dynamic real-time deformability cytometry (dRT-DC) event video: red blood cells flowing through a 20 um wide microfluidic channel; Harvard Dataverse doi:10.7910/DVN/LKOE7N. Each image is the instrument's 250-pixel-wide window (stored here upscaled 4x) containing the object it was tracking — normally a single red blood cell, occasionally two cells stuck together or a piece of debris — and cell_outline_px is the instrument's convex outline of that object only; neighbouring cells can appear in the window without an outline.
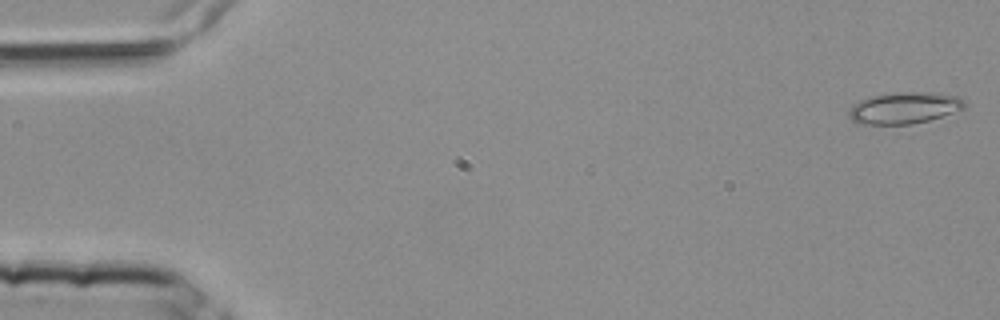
{"species": "common noctule bat (a hibernating species)", "species_latin": "Nyctalus noctula", "temperature_condition": "room temperature", "stored_images_in_passage": 4, "camera_frame_rate_fps": 3000, "um_per_image_px": 0.085, "animal": {"sex": "female", "body_mass_g": 25.1}, "frame": {"image": 1, "passage_image": 1, "time_ms": 0.0, "image_size_px": [1000, 320], "cell_outline_px": [[964, 108], [928, 120], [912, 124], [856, 124], [852, 120], [848, 112], [852, 104], [860, 100], [872, 96], [928, 92], [932, 92], [960, 96], [964, 100]], "centroid_in_image_um": [76.84, 9.19], "position_along_channel_um": 8.2, "area_um2": 20.75}}
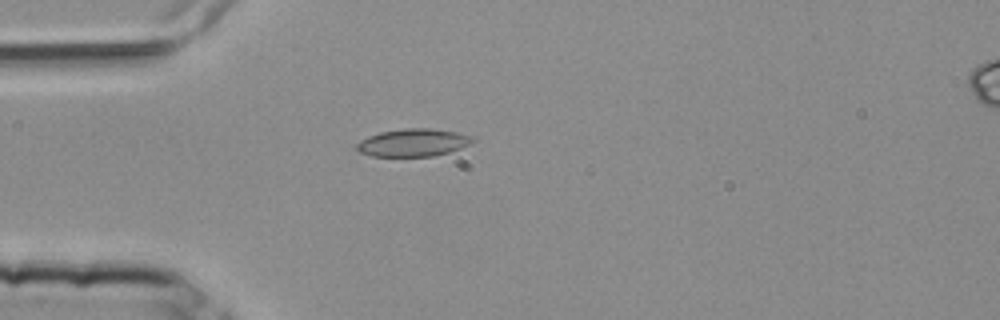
{"frame": {"image": 2, "passage_image": 4, "time_ms": 1.0, "image_size_px": [1000, 320], "cell_outline_px": [[472, 140], [468, 144], [460, 148], [448, 152], [432, 156], [372, 156], [360, 152], [356, 148], [356, 144], [360, 140], [368, 136], [380, 132], [404, 128], [432, 128], [456, 132], [468, 136]], "centroid_in_image_um": [35.04, 12.12], "position_along_channel_um": 50.0, "area_um2": 18.38}}